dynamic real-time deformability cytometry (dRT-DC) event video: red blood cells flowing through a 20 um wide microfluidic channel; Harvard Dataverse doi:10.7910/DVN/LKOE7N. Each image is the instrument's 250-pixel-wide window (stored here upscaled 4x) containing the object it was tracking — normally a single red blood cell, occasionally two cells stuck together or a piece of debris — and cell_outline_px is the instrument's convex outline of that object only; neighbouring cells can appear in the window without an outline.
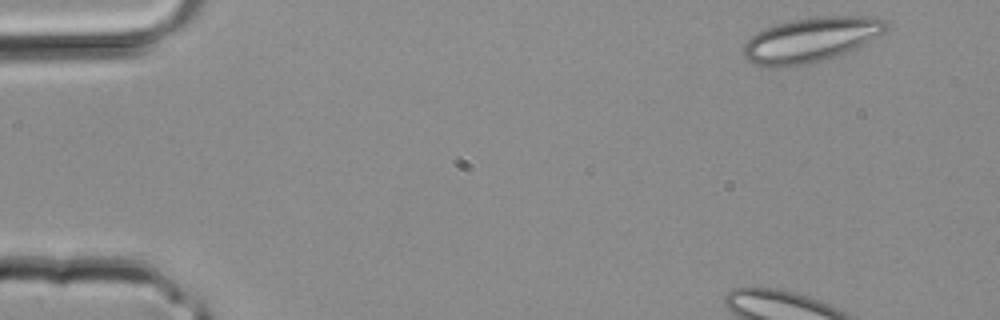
{"species": "common noctule bat (a hibernating species)", "species_latin": "Nyctalus noctula", "temperature_condition": "room temperature", "stored_images_in_passage": 2, "camera_frame_rate_fps": 3000, "um_per_image_px": 0.085, "animal": {"sex": "male", "body_mass_g": 20.4}, "frame": {"image": 1, "passage_image": 1, "time_ms": 0.0, "image_size_px": [1000, 320], "cell_outline_px": [[888, 28], [880, 36], [864, 44], [844, 52], [808, 64], [776, 68], [768, 68], [752, 64], [744, 56], [744, 44], [756, 32], [764, 28], [776, 24], [792, 20], [816, 16], [876, 16], [884, 20], [888, 24]], "centroid_in_image_um": [68.91, 3.37], "position_along_channel_um": 16.1, "area_um2": 37.22}}